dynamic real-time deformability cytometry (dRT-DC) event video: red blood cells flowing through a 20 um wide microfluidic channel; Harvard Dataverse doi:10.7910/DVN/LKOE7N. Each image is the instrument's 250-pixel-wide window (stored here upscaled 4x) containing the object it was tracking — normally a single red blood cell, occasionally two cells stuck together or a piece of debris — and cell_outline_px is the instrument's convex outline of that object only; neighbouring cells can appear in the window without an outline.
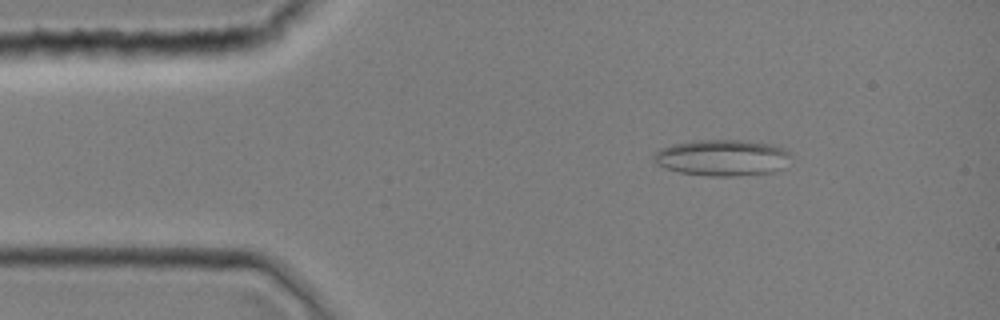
{"species": "common noctule bat (a hibernating species)", "species_latin": "Nyctalus noctula", "temperature_condition": "room temperature", "stored_images_in_passage": 43, "camera_frame_rate_fps": 3000, "um_per_image_px": 0.085, "animal": {"sex": "female", "body_mass_g": 19.0, "forearm_length_mm": 51.5}, "frame": {"image": 1, "passage_image": 6, "time_ms": 1.667, "image_size_px": [1000, 320], "cell_outline_px": [[792, 156], [788, 168], [772, 172], [732, 176], [708, 176], [680, 172], [664, 168], [656, 164], [652, 160], [652, 156], [660, 148], [672, 144], [696, 140], [736, 140], [768, 144], [780, 148], [788, 152]], "centroid_in_image_um": [61.39, 13.42], "position_along_channel_um": 23.6, "area_um2": 29.13}}
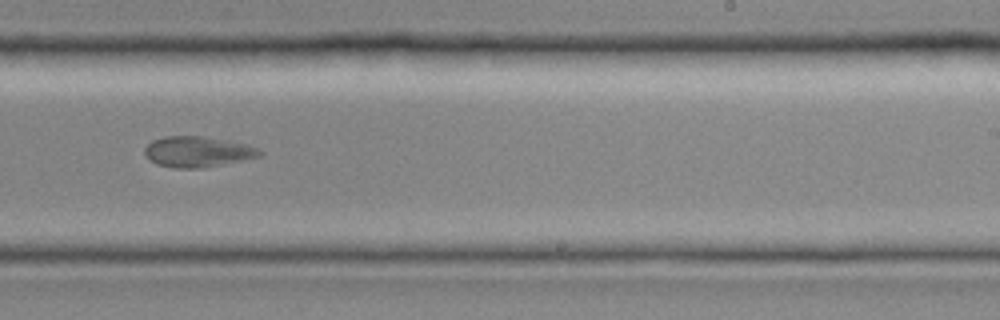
{"frame": {"image": 2, "passage_image": 27, "time_ms": 8.667, "image_size_px": [1000, 320], "cell_outline_px": [[264, 152], [260, 156], [244, 160], [200, 168], [172, 168], [156, 164], [148, 160], [144, 156], [144, 148], [152, 140], [164, 136], [204, 136], [248, 144]], "centroid_in_image_um": [16.75, 12.9], "position_along_channel_um": 272.2, "area_um2": 20.75}}
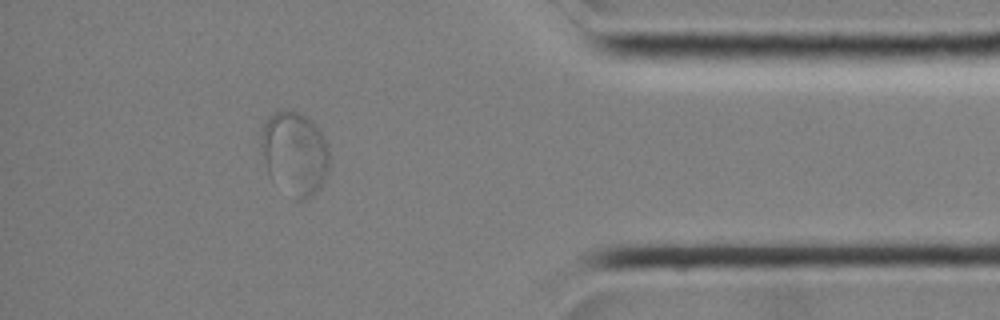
{"frame": {"image": 3, "passage_image": 38, "time_ms": 12.333, "image_size_px": [1000, 320], "cell_outline_px": [[328, 172], [324, 180], [316, 192], [312, 196], [304, 200], [296, 200], [272, 180], [268, 176], [260, 144], [260, 136], [264, 124], [268, 116], [276, 108], [292, 108], [312, 120], [316, 124], [324, 136], [328, 144]], "centroid_in_image_um": [25.03, 12.98], "position_along_channel_um": 410.2, "area_um2": 34.04}}